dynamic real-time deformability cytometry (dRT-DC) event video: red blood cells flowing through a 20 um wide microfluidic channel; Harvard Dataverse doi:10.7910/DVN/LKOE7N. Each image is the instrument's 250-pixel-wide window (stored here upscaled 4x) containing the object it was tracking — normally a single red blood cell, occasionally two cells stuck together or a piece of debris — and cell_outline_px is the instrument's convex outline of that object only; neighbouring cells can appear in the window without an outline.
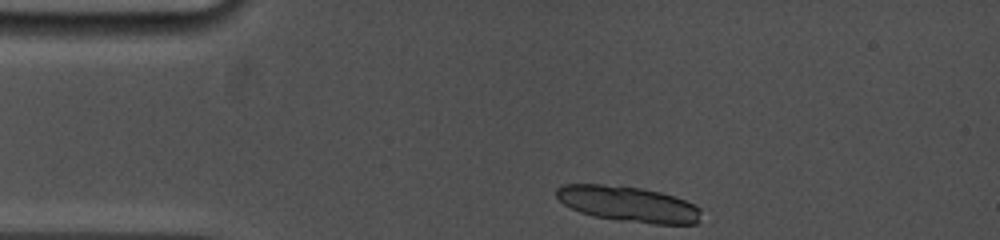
{"species": "common noctule bat (a hibernating species)", "species_latin": "Nyctalus noctula", "temperature_condition": "cold", "stored_images_in_passage": 4, "camera_frame_rate_fps": 5000, "um_per_image_px": 0.085, "animal": {"sex": "female", "body_mass_g": 19.0, "forearm_length_mm": 53.3}, "frame": {"image": 1, "passage_image": 1, "time_ms": 0.0, "image_size_px": [1000, 240], "cell_outline_px": [[700, 220], [696, 224], [652, 224], [616, 220], [592, 216], [580, 212], [564, 204], [556, 196], [556, 188], [564, 184], [600, 184], [640, 188], [660, 192], [684, 200], [700, 208]], "centroid_in_image_um": [53.39, 17.35], "position_along_channel_um": 31.6, "area_um2": 29.94}}